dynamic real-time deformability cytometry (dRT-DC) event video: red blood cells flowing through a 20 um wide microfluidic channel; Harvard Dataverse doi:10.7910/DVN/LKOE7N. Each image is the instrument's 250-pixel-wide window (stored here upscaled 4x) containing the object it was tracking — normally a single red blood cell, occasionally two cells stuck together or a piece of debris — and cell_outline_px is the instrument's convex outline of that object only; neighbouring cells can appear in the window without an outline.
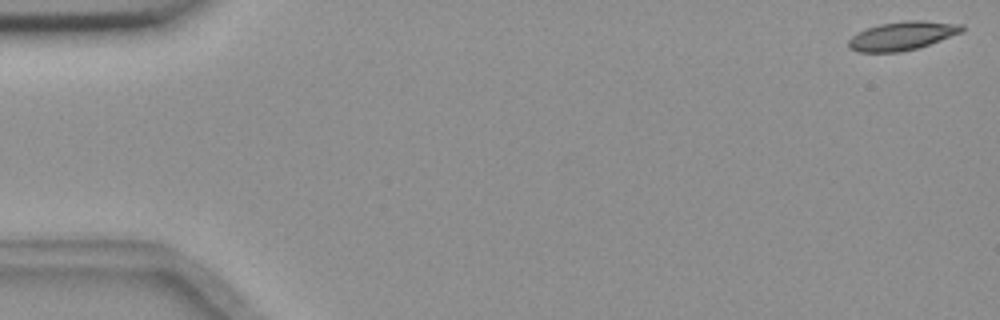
{"species": "common noctule bat (a hibernating species)", "species_latin": "Nyctalus noctula", "temperature_condition": "room temperature", "stored_images_in_passage": 55, "camera_frame_rate_fps": 3000, "um_per_image_px": 0.085, "animal": {"sex": "female", "body_mass_g": 18.4}, "frame": {"image": 1, "passage_image": 1, "time_ms": 0.0, "image_size_px": [1000, 320], "cell_outline_px": [[964, 28], [960, 32], [940, 40], [916, 48], [900, 52], [860, 52], [848, 48], [848, 40], [852, 36], [868, 28], [880, 24], [904, 20], [924, 20], [964, 24]], "centroid_in_image_um": [76.68, 3.03], "position_along_channel_um": 8.3, "area_um2": 18.73}}
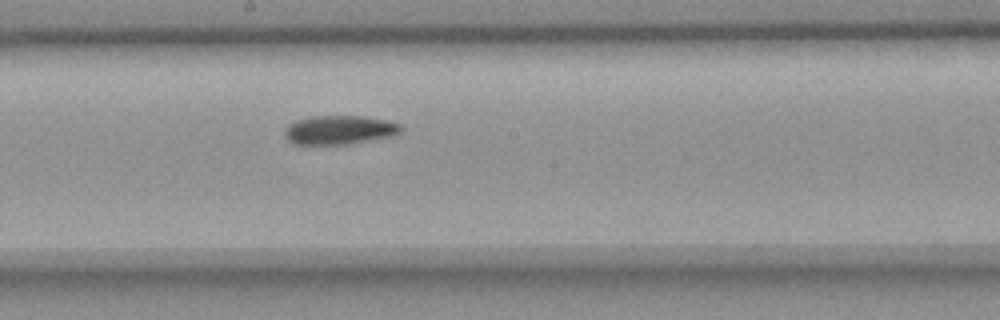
{"frame": {"image": 2, "passage_image": 30, "time_ms": 9.667, "image_size_px": [1000, 320], "cell_outline_px": [[404, 128], [400, 132], [392, 136], [348, 144], [296, 144], [288, 140], [284, 136], [284, 128], [288, 124], [296, 120], [312, 116], [364, 116], [384, 120], [400, 124]], "centroid_in_image_um": [28.83, 11.04], "position_along_channel_um": 219.4, "area_um2": 19.59}}
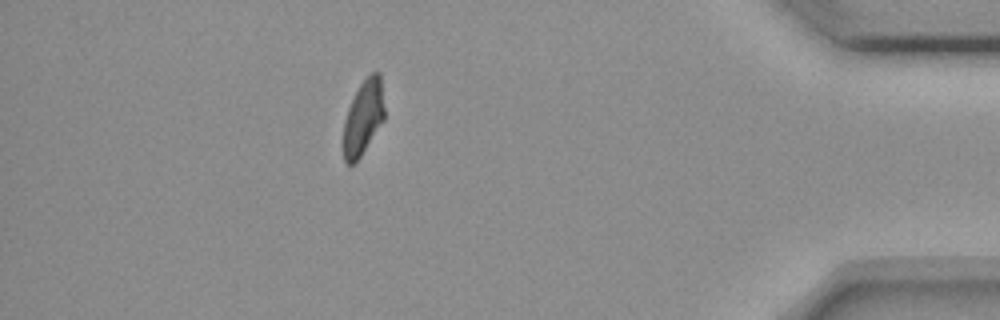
{"frame": {"image": 3, "passage_image": 49, "time_ms": 16.0, "image_size_px": [1000, 320], "cell_outline_px": [[384, 120], [360, 156], [352, 164], [348, 164], [344, 160], [344, 120], [348, 108], [360, 84], [372, 72], [380, 72], [384, 108]], "centroid_in_image_um": [30.89, 9.96], "position_along_channel_um": 404.3, "area_um2": 17.46}}